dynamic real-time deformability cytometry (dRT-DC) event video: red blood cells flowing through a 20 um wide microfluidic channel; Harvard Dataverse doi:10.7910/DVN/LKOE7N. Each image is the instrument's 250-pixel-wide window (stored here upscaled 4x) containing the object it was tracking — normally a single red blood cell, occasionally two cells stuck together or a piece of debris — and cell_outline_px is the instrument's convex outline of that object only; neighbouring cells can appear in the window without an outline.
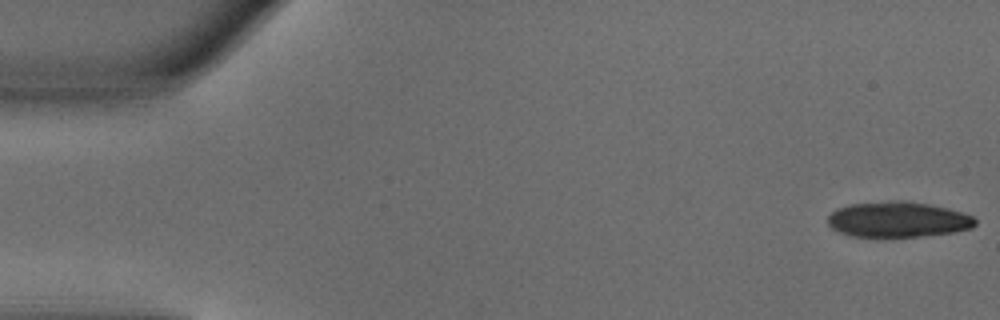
{"species": "common noctule bat (a hibernating species)", "species_latin": "Nyctalus noctula", "temperature_condition": "warm", "stored_images_in_passage": 31, "camera_frame_rate_fps": 3000, "um_per_image_px": 0.085, "animal": {"sex": "male", "body_mass_g": 18.8}, "frame": {"image": 1, "passage_image": 1, "time_ms": 0.0, "image_size_px": [1000, 320], "cell_outline_px": [[976, 224], [972, 228], [956, 232], [924, 236], [888, 240], [884, 240], [852, 236], [840, 232], [832, 228], [828, 224], [828, 216], [836, 208], [852, 204], [888, 200], [904, 200], [928, 204], [948, 208], [972, 216], [976, 220]], "centroid_in_image_um": [76.3, 18.7], "position_along_channel_um": 8.7, "area_um2": 31.62}}
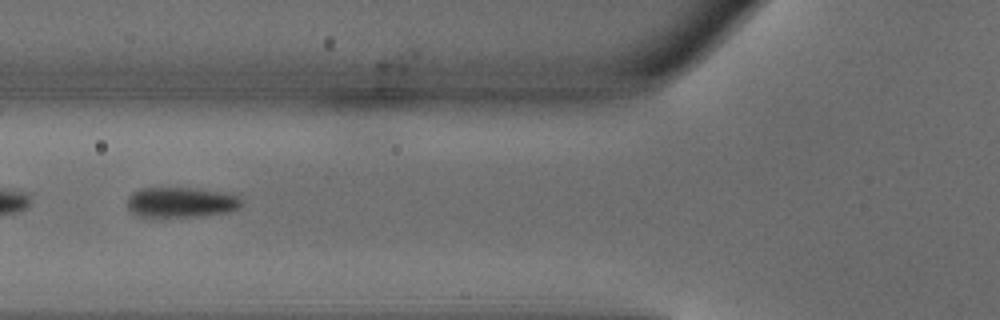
{"frame": {"image": 2, "passage_image": 19, "time_ms": 6.0, "image_size_px": [1000, 320], "cell_outline_px": [[244, 204], [240, 208], [228, 212], [200, 216], [136, 216], [128, 208], [128, 196], [132, 192], [140, 188], [188, 188], [220, 192], [236, 196], [244, 200]], "centroid_in_image_um": [15.39, 17.2], "position_along_channel_um": 110.4, "area_um2": 20.0}}
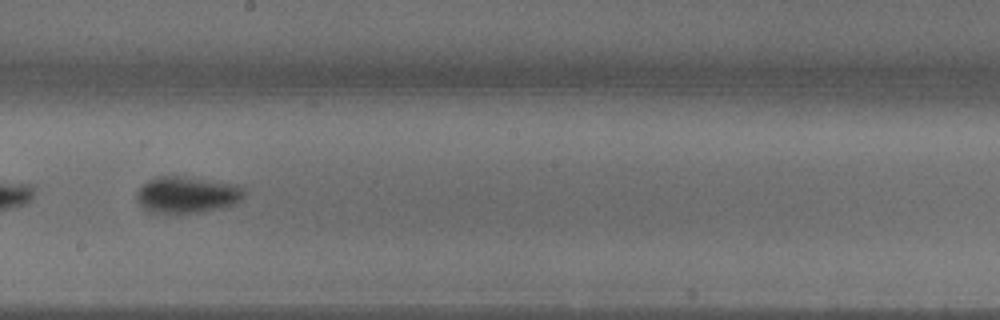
{"frame": {"image": 3, "passage_image": 28, "time_ms": 9.0, "image_size_px": [1000, 320], "cell_outline_px": [[244, 196], [236, 204], [200, 212], [152, 212], [144, 208], [136, 200], [136, 192], [148, 180], [156, 176], [180, 176], [240, 184], [244, 188]], "centroid_in_image_um": [15.92, 16.53], "position_along_channel_um": 232.3, "area_um2": 22.77}}